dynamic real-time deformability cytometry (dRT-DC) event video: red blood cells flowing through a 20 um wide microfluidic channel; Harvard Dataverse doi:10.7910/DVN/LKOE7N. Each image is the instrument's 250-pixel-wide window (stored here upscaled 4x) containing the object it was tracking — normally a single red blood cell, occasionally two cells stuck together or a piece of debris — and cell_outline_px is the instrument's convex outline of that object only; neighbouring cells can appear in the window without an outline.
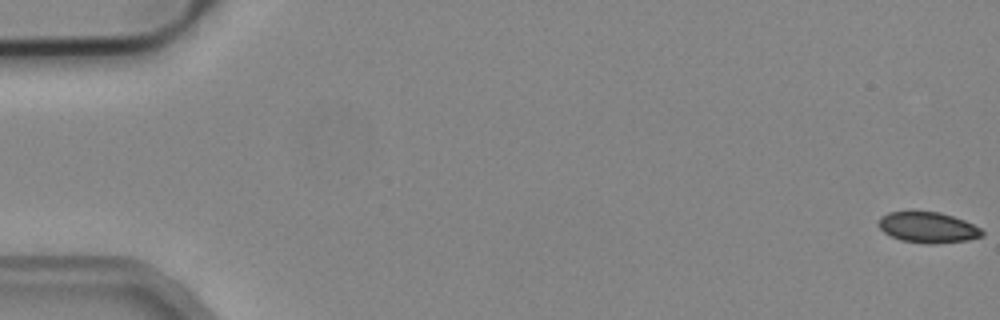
{"species": "common noctule bat (a hibernating species)", "species_latin": "Nyctalus noctula", "temperature_condition": "cold", "stored_images_in_passage": 55, "camera_frame_rate_fps": 3000, "um_per_image_px": 0.085, "animal": {"sex": "male", "body_mass_g": 19.2, "forearm_length_mm": 51.8}, "frame": {"image": 1, "passage_image": 1, "time_ms": 0.0, "image_size_px": [1000, 320], "cell_outline_px": [[984, 236], [968, 240], [936, 244], [928, 244], [900, 240], [884, 232], [876, 224], [880, 216], [888, 212], [912, 208], [940, 212], [964, 220], [980, 228], [984, 232]], "centroid_in_image_um": [78.82, 19.28], "position_along_channel_um": 6.2, "area_um2": 19.36}}
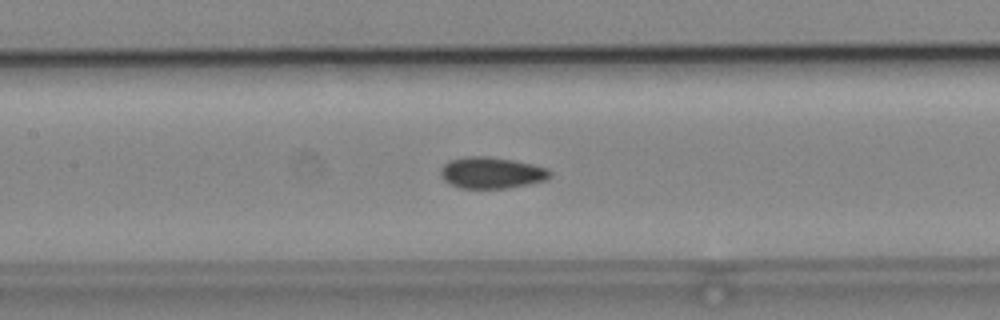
{"frame": {"image": 2, "passage_image": 26, "time_ms": 8.333, "image_size_px": [1000, 320], "cell_outline_px": [[552, 176], [548, 180], [508, 188], [460, 188], [448, 184], [444, 180], [440, 172], [440, 168], [448, 160], [464, 156], [488, 156], [512, 160], [532, 164], [548, 168], [552, 172]], "centroid_in_image_um": [41.78, 14.68], "position_along_channel_um": 165.6, "area_um2": 20.29}}
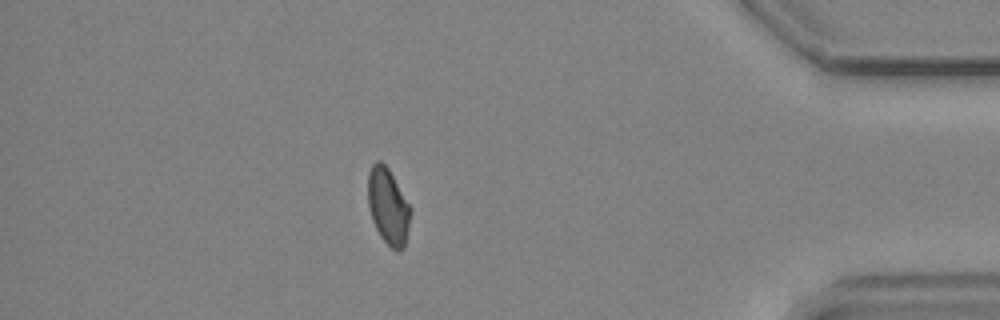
{"frame": {"image": 3, "passage_image": 48, "time_ms": 15.667, "image_size_px": [1000, 320], "cell_outline_px": [[412, 208], [404, 248], [400, 252], [396, 252], [380, 236], [372, 220], [368, 204], [368, 172], [372, 164], [376, 160], [380, 160], [388, 168]], "centroid_in_image_um": [32.99, 17.54], "position_along_channel_um": 402.2, "area_um2": 18.96}, "authors_computed_cell_mechanics": {"area_um2": 19.4208, "velocity_mm_per_s": 3.8086, "shape_relaxation_time_tau1_ms": null, "shape_relaxation_time_tau2_ms": 2.5502, "deformation_change_tau1": null, "deformation_change_tau2": 0.061}}